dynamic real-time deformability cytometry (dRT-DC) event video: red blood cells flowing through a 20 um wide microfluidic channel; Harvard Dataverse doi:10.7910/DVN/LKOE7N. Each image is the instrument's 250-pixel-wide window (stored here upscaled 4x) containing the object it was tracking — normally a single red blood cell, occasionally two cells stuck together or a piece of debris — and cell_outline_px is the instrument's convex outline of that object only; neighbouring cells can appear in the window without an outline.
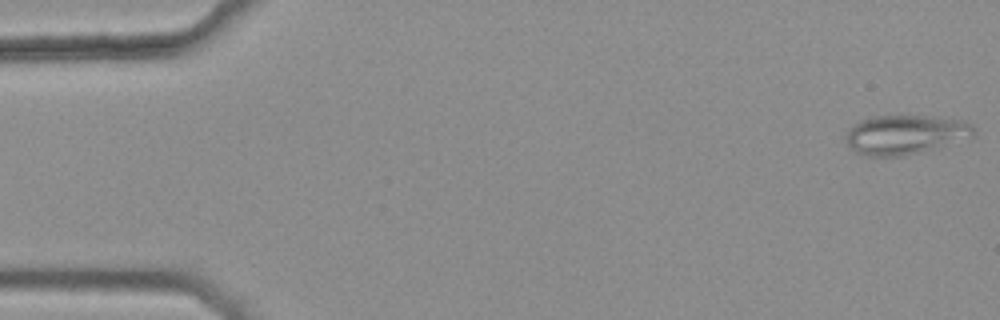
{"species": "common noctule bat (a hibernating species)", "species_latin": "Nyctalus noctula", "temperature_condition": "warm", "stored_images_in_passage": 46, "camera_frame_rate_fps": 3000, "um_per_image_px": 0.085, "animal": {"sex": "female", "body_mass_g": 25.1}, "frame": {"image": 1, "passage_image": 1, "time_ms": 0.0, "image_size_px": [1000, 320], "cell_outline_px": [[976, 136], [932, 148], [900, 156], [868, 156], [856, 152], [848, 144], [844, 136], [848, 128], [852, 124], [860, 120], [872, 116], [928, 116], [964, 120], [972, 124], [976, 128]], "centroid_in_image_um": [76.94, 11.42], "position_along_channel_um": 8.1, "area_um2": 29.25}}
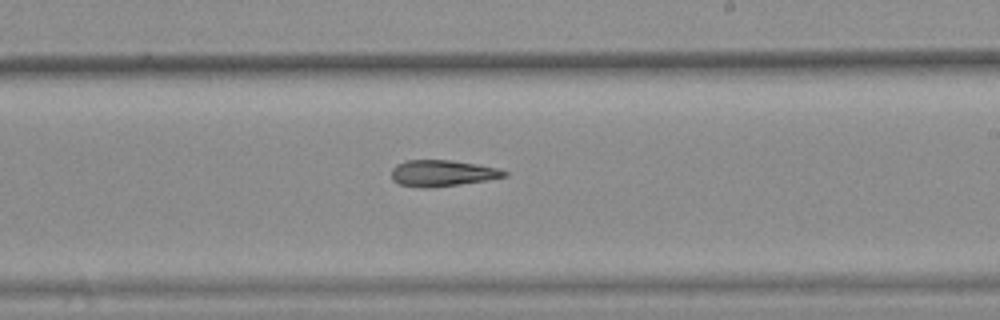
{"frame": {"image": 2, "passage_image": 31, "time_ms": 10.0, "image_size_px": [1000, 320], "cell_outline_px": [[508, 176], [460, 184], [428, 188], [424, 188], [400, 184], [392, 180], [392, 168], [396, 164], [408, 160], [452, 160], [500, 168], [508, 172]], "centroid_in_image_um": [37.6, 14.71], "position_along_channel_um": 251.4, "area_um2": 17.22}}
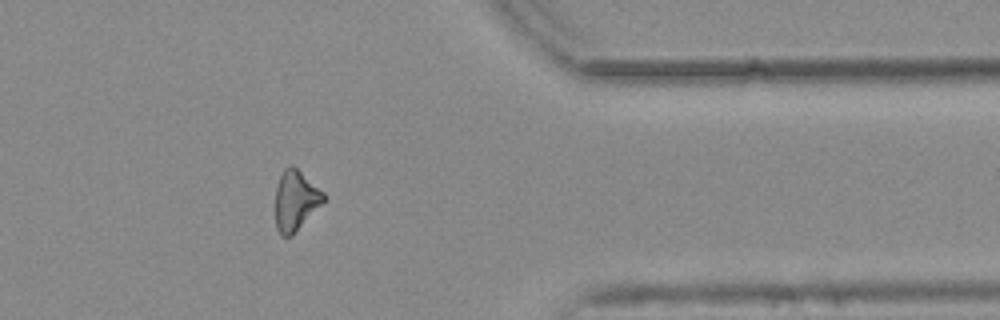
{"frame": {"image": 3, "passage_image": 43, "time_ms": 14.0, "image_size_px": [1000, 320], "cell_outline_px": [[324, 200], [292, 236], [280, 236], [276, 228], [276, 188], [280, 176], [284, 168], [288, 164], [292, 164], [324, 192]], "centroid_in_image_um": [25.09, 17.03], "position_along_channel_um": 386.3, "area_um2": 16.65}}